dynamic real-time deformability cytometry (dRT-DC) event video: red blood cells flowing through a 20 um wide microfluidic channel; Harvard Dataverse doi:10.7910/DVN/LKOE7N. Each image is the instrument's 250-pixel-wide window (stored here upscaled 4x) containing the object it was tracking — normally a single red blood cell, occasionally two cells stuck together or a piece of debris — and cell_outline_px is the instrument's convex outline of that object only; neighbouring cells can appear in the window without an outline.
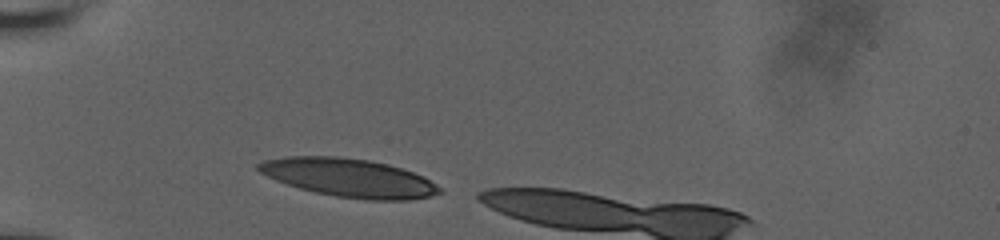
{"species": "human", "species_latin": "Homo sapiens", "temperature_condition": "room temperature", "stored_images_in_passage": 5, "camera_frame_rate_fps": 3000, "um_per_image_px": 0.085, "donor": {"sex": "male"}, "frame": {"image": 1, "passage_image": 1, "time_ms": 0.0, "image_size_px": [1000, 240], "cell_outline_px": [[440, 192], [428, 196], [408, 200], [368, 200], [336, 196], [316, 192], [300, 188], [276, 180], [260, 172], [256, 168], [256, 164], [264, 160], [288, 156], [336, 156], [368, 160], [388, 164], [424, 176], [436, 184], [440, 188]], "centroid_in_image_um": [29.64, 15.1], "position_along_channel_um": 55.4, "area_um2": 40.17}}